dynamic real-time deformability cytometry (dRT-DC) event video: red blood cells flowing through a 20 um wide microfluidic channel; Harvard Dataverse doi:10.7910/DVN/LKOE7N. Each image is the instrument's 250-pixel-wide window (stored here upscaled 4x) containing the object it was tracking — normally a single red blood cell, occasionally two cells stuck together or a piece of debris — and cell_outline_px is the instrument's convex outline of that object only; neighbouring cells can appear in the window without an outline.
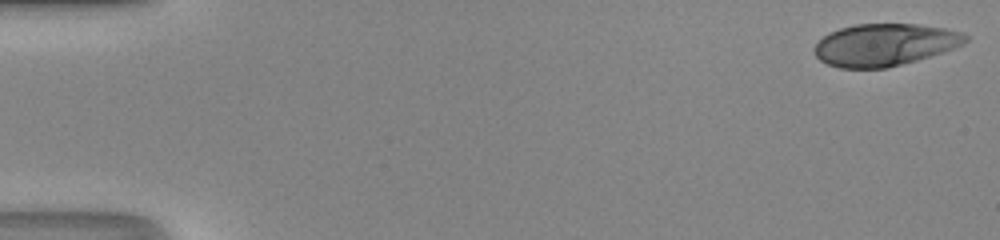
{"species": "human", "species_latin": "Homo sapiens", "temperature_condition": "room temperature", "stored_images_in_passage": 49, "camera_frame_rate_fps": 3000, "um_per_image_px": 0.085, "donor": {"sex": "male"}, "frame": {"image": 1, "passage_image": 1, "time_ms": 0.0, "image_size_px": [1000, 240], "cell_outline_px": [[968, 40], [964, 44], [956, 48], [944, 52], [888, 68], [840, 68], [828, 64], [820, 60], [816, 56], [812, 48], [828, 32], [840, 28], [856, 24], [916, 24], [944, 28], [964, 32], [968, 36]], "centroid_in_image_um": [75.22, 3.8], "position_along_channel_um": 9.8, "area_um2": 37.34}}
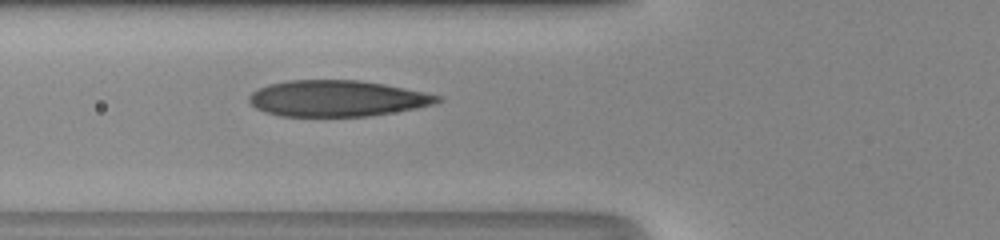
{"frame": {"image": 2, "passage_image": 19, "time_ms": 6.0, "image_size_px": [1000, 240], "cell_outline_px": [[444, 100], [436, 104], [416, 108], [368, 116], [280, 116], [264, 112], [256, 108], [248, 100], [248, 96], [252, 92], [268, 84], [288, 80], [360, 80], [384, 84], [424, 92], [440, 96]], "centroid_in_image_um": [28.65, 8.36], "position_along_channel_um": 97.2, "area_um2": 39.65}}
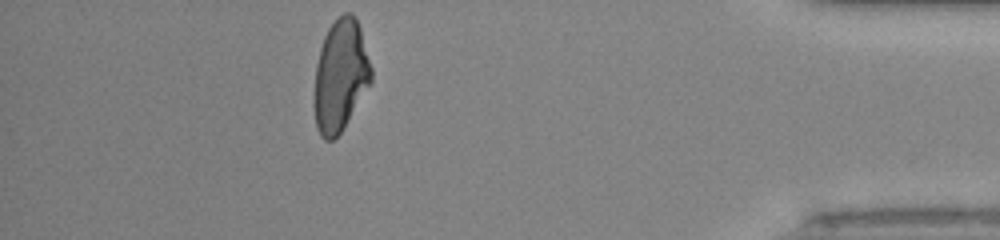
{"frame": {"image": 3, "passage_image": 44, "time_ms": 14.333, "image_size_px": [1000, 240], "cell_outline_px": [[372, 80], [340, 132], [332, 140], [324, 140], [320, 136], [316, 128], [312, 104], [312, 100], [316, 64], [320, 48], [324, 36], [328, 28], [344, 12], [352, 12], [356, 16], [360, 28], [372, 68]], "centroid_in_image_um": [28.9, 6.43], "position_along_channel_um": 406.3, "area_um2": 37.28}, "authors_computed_cell_mechanics": {"area_um2": 38.4948, "velocity_mm_per_s": 4.274, "shape_relaxation_time_tau1_ms": 7.6738, "shape_relaxation_time_tau2_ms": 1.023, "deformation_change_tau1": 0.271, "deformation_change_tau2": 0.0728}}